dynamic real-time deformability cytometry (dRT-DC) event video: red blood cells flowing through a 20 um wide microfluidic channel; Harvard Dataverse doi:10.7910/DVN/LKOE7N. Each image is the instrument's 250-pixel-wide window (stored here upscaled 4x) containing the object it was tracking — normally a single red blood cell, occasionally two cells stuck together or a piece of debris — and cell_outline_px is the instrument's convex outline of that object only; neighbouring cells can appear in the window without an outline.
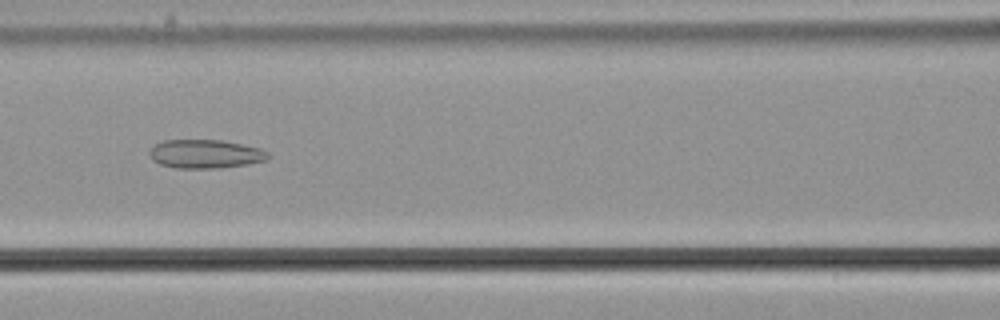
{"species": "common noctule bat (a hibernating species)", "species_latin": "Nyctalus noctula", "temperature_condition": "cold", "stored_images_in_passage": 56, "camera_frame_rate_fps": 3000, "um_per_image_px": 0.085, "animal": {"sex": "male", "body_mass_g": 21.5, "forearm_length_mm": 52.0}, "frame": {"image": 1, "passage_image": 25, "time_ms": 8.0, "image_size_px": [1000, 320], "cell_outline_px": [[268, 160], [248, 164], [216, 168], [176, 168], [160, 164], [152, 160], [148, 152], [156, 144], [164, 140], [220, 140], [260, 148], [268, 152]], "centroid_in_image_um": [17.44, 13.09], "position_along_channel_um": 149.2, "area_um2": 19.71}}
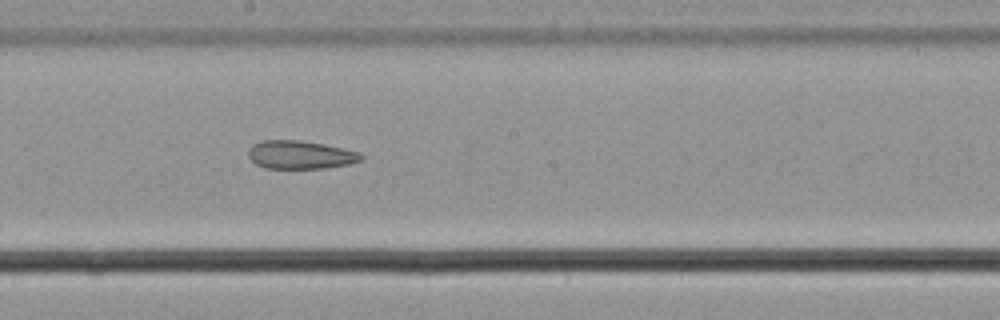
{"frame": {"image": 2, "passage_image": 31, "time_ms": 10.0, "image_size_px": [1000, 320], "cell_outline_px": [[364, 160], [348, 164], [324, 168], [268, 168], [256, 164], [248, 156], [248, 152], [252, 144], [260, 140], [300, 140], [324, 144], [360, 152], [364, 156]], "centroid_in_image_um": [25.54, 13.15], "position_along_channel_um": 222.7, "area_um2": 18.61}}
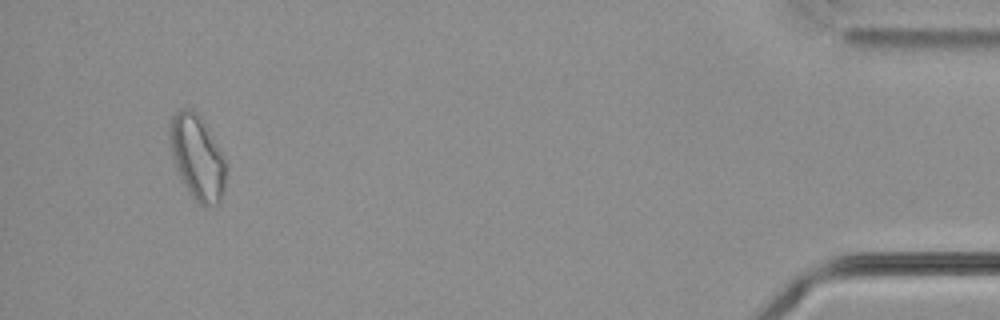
{"frame": {"image": 3, "passage_image": 53, "time_ms": 17.333, "image_size_px": [1000, 320], "cell_outline_px": [[228, 172], [224, 192], [220, 200], [212, 208], [204, 208], [188, 192], [180, 176], [172, 152], [168, 132], [168, 124], [172, 116], [180, 108], [192, 108], [200, 116], [224, 156], [228, 164]], "centroid_in_image_um": [16.81, 13.39], "position_along_channel_um": 418.4, "area_um2": 28.09}, "authors_computed_cell_mechanics": {"area_um2": 23.8425, "velocity_mm_per_s": 3.6885, "shape_relaxation_time_tau1_ms": null, "shape_relaxation_time_tau2_ms": 3.5759, "deformation_change_tau1": null, "deformation_change_tau2": 0.1148}}